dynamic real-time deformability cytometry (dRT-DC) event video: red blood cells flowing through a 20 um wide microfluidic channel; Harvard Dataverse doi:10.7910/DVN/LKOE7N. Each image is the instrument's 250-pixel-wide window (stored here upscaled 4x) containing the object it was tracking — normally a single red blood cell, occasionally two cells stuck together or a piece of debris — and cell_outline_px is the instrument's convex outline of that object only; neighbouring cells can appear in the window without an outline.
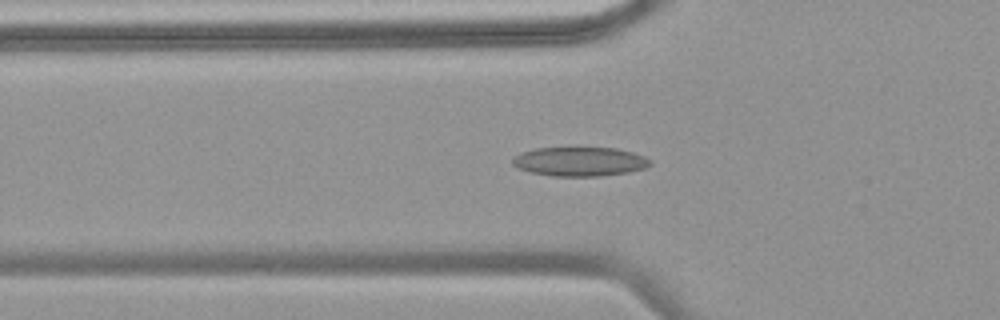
{"species": "common noctule bat (a hibernating species)", "species_latin": "Nyctalus noctula", "temperature_condition": "warm", "stored_images_in_passage": 46, "camera_frame_rate_fps": 3000, "um_per_image_px": 0.085, "animal": {"sex": "female", "body_mass_g": 18.4}, "frame": {"image": 1, "passage_image": 13, "time_ms": 4.0, "image_size_px": [1000, 320], "cell_outline_px": [[652, 164], [644, 168], [628, 172], [600, 176], [552, 176], [532, 172], [516, 168], [512, 164], [512, 156], [520, 152], [536, 148], [616, 148], [632, 152], [644, 156], [652, 160]], "centroid_in_image_um": [49.25, 13.73], "position_along_channel_um": 76.5, "area_um2": 23.47}}
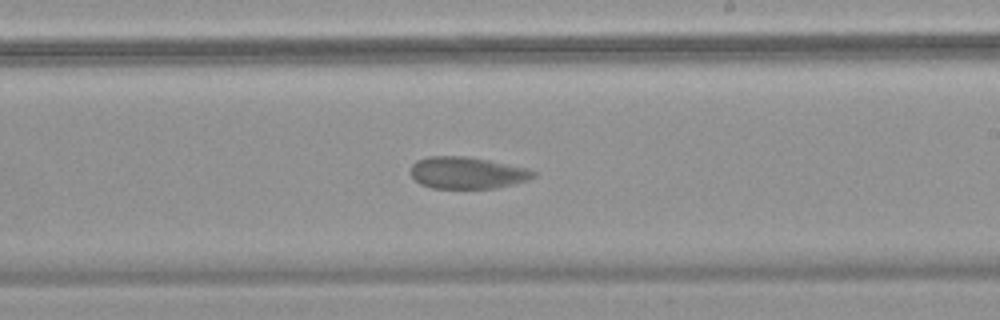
{"frame": {"image": 2, "passage_image": 26, "time_ms": 8.333, "image_size_px": [1000, 320], "cell_outline_px": [[536, 176], [528, 180], [496, 188], [432, 188], [420, 184], [412, 176], [412, 164], [416, 160], [428, 156], [464, 156], [488, 160], [528, 168], [536, 172]], "centroid_in_image_um": [39.72, 14.69], "position_along_channel_um": 249.3, "area_um2": 22.72}}
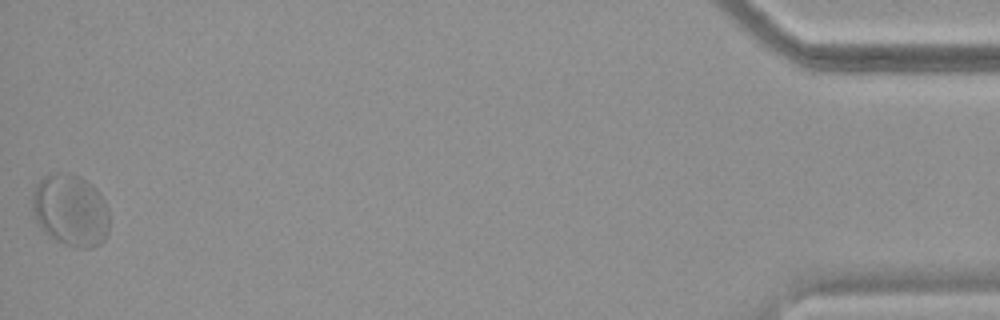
{"frame": {"image": 3, "passage_image": 46, "time_ms": 15.0, "image_size_px": [1000, 320], "cell_outline_px": [[108, 236], [100, 244], [92, 248], [76, 248], [64, 244], [48, 236], [40, 228], [36, 220], [32, 208], [32, 192], [36, 184], [44, 176], [56, 172], [72, 172], [80, 176], [92, 184], [100, 192], [108, 208]], "centroid_in_image_um": [6.0, 17.86], "position_along_channel_um": 429.2, "area_um2": 33.0}}